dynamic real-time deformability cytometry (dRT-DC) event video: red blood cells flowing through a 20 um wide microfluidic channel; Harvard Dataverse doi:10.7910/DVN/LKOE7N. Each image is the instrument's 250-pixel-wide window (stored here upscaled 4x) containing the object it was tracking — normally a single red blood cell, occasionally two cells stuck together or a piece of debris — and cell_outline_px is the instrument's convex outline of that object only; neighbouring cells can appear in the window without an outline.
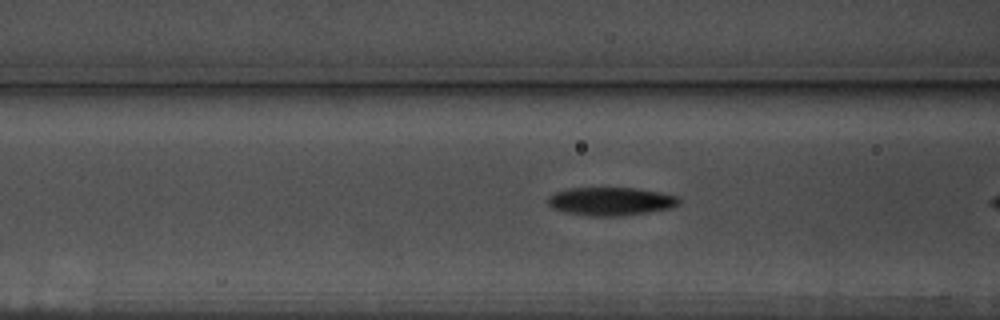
{"species": "common noctule bat (a hibernating species)", "species_latin": "Nyctalus noctula", "temperature_condition": "warm", "stored_images_in_passage": 8, "camera_frame_rate_fps": 3000, "um_per_image_px": 0.085, "animal": {"sex": "male", "body_mass_g": 17.5, "forearm_length_mm": 52.3}, "frame": {"image": 1, "passage_image": 6, "time_ms": 1.667, "image_size_px": [1000, 320], "cell_outline_px": [[680, 204], [672, 208], [648, 212], [620, 216], [588, 216], [568, 212], [552, 208], [548, 204], [548, 196], [552, 192], [568, 188], [636, 188], [660, 192], [676, 196], [680, 200]], "centroid_in_image_um": [51.9, 17.11], "position_along_channel_um": 114.7, "area_um2": 21.68}}